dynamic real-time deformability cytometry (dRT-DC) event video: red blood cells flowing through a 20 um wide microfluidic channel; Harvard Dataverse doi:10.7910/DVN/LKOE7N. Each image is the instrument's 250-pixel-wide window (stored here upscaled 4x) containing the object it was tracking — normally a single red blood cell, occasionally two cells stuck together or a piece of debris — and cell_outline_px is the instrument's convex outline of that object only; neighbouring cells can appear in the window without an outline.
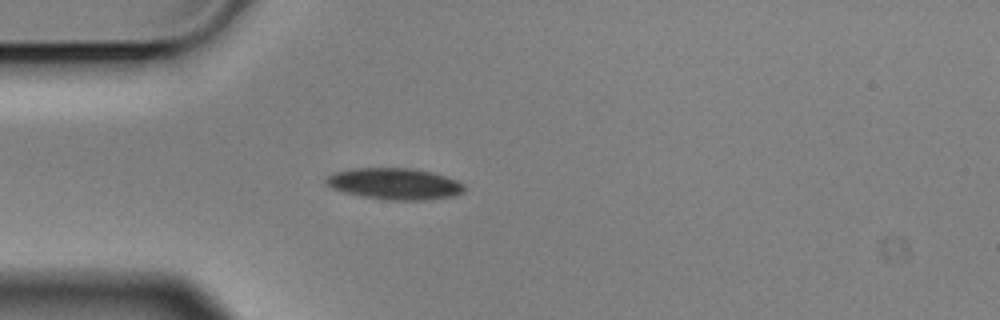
{"species": "Egyptian fruit bat (a non-hibernating species)", "species_latin": "Rousettus aegyptiacus", "temperature_condition": "cold", "stored_images_in_passage": 5, "camera_frame_rate_fps": 3000, "um_per_image_px": 0.085, "animal": {"sex": "male"}, "frame": {"image": 1, "passage_image": 5, "time_ms": 1.333, "image_size_px": [1000, 320], "cell_outline_px": [[464, 192], [452, 196], [424, 200], [392, 200], [360, 196], [344, 192], [332, 188], [324, 180], [332, 172], [352, 168], [412, 168], [432, 172], [456, 180], [464, 184]], "centroid_in_image_um": [33.52, 15.61], "position_along_channel_um": 51.5, "area_um2": 25.26}}